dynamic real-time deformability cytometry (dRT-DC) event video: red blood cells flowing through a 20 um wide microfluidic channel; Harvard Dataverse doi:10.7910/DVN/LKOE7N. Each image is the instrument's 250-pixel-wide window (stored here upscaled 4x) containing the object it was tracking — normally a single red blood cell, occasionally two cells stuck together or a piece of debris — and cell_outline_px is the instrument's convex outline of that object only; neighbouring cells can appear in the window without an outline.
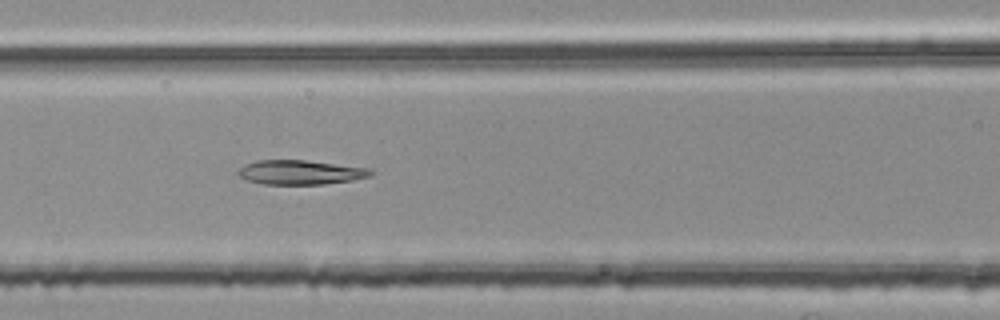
{"species": "common noctule bat (a hibernating species)", "species_latin": "Nyctalus noctula", "temperature_condition": "room temperature", "stored_images_in_passage": 54, "segment_of_instrument_passage": [2, 2], "camera_frame_rate_fps": 3000, "um_per_image_px": 0.085, "animal": {"sex": "female", "body_mass_g": 25.1}, "frame": {"image": 1, "passage_image": 23, "time_ms": 7.333, "image_size_px": [1000, 320], "cell_outline_px": [[372, 176], [352, 180], [324, 184], [264, 184], [244, 180], [236, 172], [244, 164], [256, 160], [304, 160], [372, 168]], "centroid_in_image_um": [25.52, 14.64], "position_along_channel_um": 141.1, "area_um2": 18.96}}
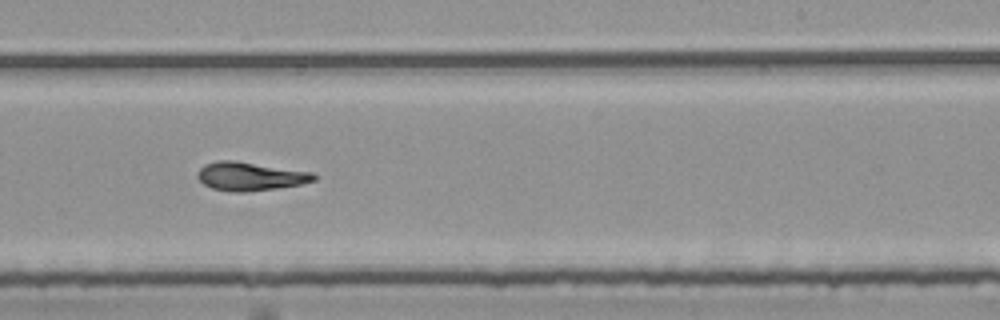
{"frame": {"image": 2, "passage_image": 33, "time_ms": 10.667, "image_size_px": [1000, 320], "cell_outline_px": [[316, 180], [300, 184], [276, 188], [244, 192], [232, 192], [212, 188], [204, 184], [196, 176], [196, 172], [204, 164], [216, 160], [236, 160], [312, 172], [316, 176]], "centroid_in_image_um": [21.22, 14.97], "position_along_channel_um": 267.8, "area_um2": 19.42}}
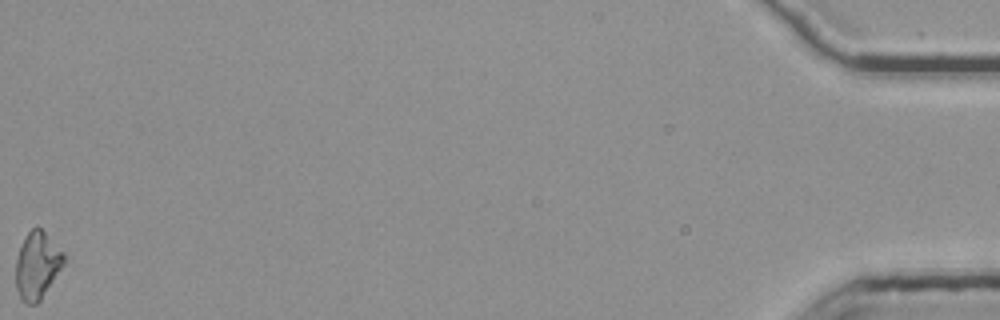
{"frame": {"image": 3, "passage_image": 54, "time_ms": 17.667, "image_size_px": [1000, 320], "cell_outline_px": [[64, 264], [40, 300], [36, 304], [28, 304], [20, 296], [16, 288], [16, 256], [24, 236], [36, 224], [64, 252]], "centroid_in_image_um": [3.15, 22.52], "position_along_channel_um": 432.1, "area_um2": 18.67}}